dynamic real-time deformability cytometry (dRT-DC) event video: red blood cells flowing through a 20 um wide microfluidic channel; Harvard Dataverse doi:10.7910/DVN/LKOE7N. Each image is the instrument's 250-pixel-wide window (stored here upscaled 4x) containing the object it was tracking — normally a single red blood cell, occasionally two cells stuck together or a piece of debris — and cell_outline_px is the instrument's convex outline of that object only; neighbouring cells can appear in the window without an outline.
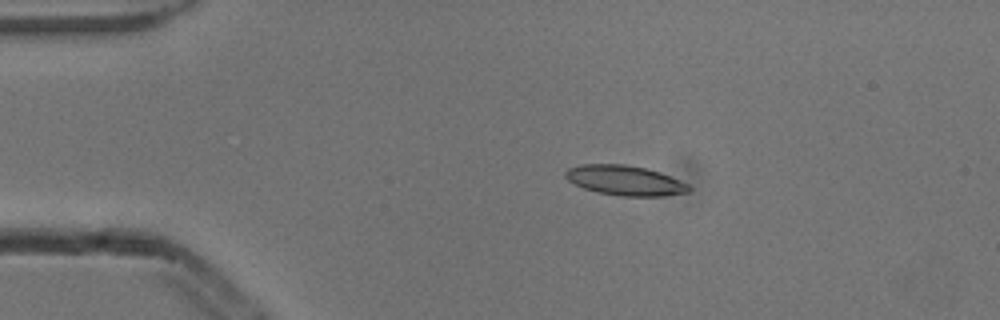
{"species": "common noctule bat (a hibernating species)", "species_latin": "Nyctalus noctula", "temperature_condition": "cold", "stored_images_in_passage": 4, "camera_frame_rate_fps": 3000, "um_per_image_px": 0.085, "animal": {"sex": "male", "body_mass_g": 13.3}, "frame": {"image": 1, "passage_image": 1, "time_ms": 0.0, "image_size_px": [1000, 320], "cell_outline_px": [[692, 188], [688, 192], [660, 196], [620, 196], [600, 192], [584, 188], [568, 180], [564, 176], [564, 172], [568, 168], [580, 164], [624, 164], [644, 168], [660, 172], [680, 180], [688, 184]], "centroid_in_image_um": [53.12, 15.33], "position_along_channel_um": 31.9, "area_um2": 21.39}}
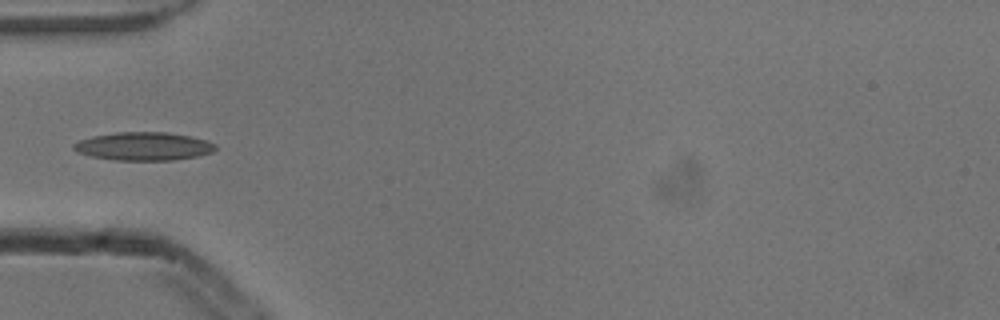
{"frame": {"image": 2, "passage_image": 3, "time_ms": 0.667, "image_size_px": [1000, 320], "cell_outline_px": [[216, 148], [212, 152], [196, 156], [172, 160], [112, 160], [92, 156], [76, 152], [72, 148], [72, 144], [80, 140], [92, 136], [116, 132], [168, 132], [192, 136], [208, 140], [216, 144]], "centroid_in_image_um": [12.2, 12.42], "position_along_channel_um": 72.8, "area_um2": 23.47}}
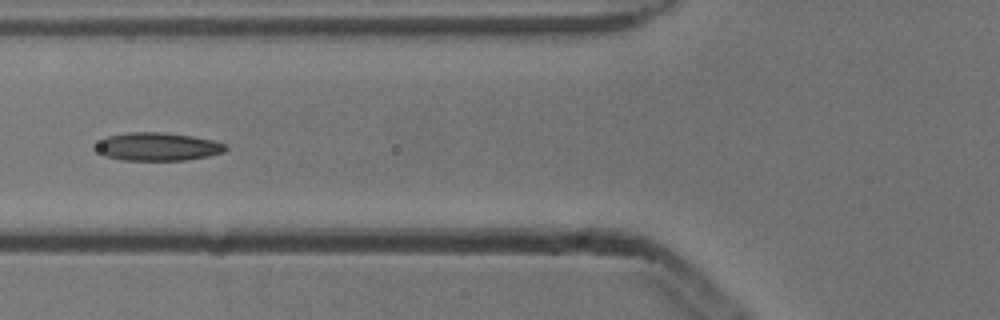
{"frame": {"image": 3, "passage_image": 4, "time_ms": 1.0, "image_size_px": [1000, 320], "cell_outline_px": [[228, 148], [224, 152], [208, 156], [184, 160], [124, 160], [104, 156], [96, 152], [92, 148], [100, 140], [108, 136], [128, 132], [160, 132], [192, 136], [212, 140], [228, 144]], "centroid_in_image_um": [13.37, 12.47], "position_along_channel_um": 112.4, "area_um2": 21.44}}